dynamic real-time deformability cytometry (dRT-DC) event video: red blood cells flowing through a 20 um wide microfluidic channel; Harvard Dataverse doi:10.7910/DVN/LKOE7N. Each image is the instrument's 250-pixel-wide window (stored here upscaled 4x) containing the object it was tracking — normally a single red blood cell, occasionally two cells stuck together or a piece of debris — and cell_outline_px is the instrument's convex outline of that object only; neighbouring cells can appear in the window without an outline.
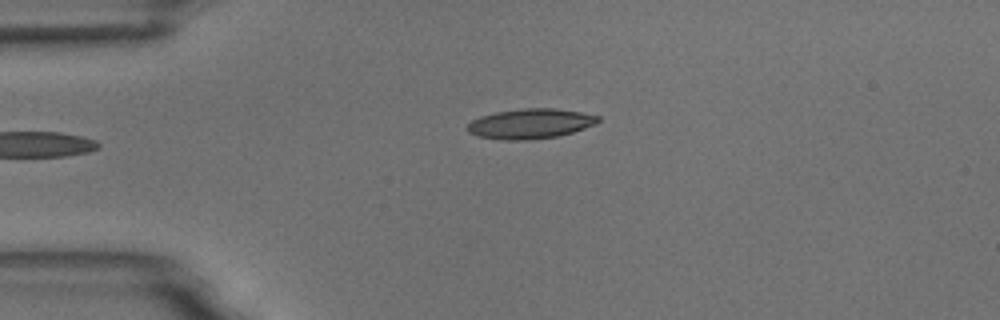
{"species": "common noctule bat (a hibernating species)", "species_latin": "Nyctalus noctula", "temperature_condition": "room temperature", "stored_images_in_passage": 5, "camera_frame_rate_fps": 3000, "um_per_image_px": 0.085, "animal": {"sex": "male", "body_mass_g": 18.8}, "frame": {"image": 1, "passage_image": 5, "time_ms": 4.667, "image_size_px": [1000, 320], "cell_outline_px": [[600, 120], [596, 124], [560, 136], [528, 140], [504, 140], [480, 136], [468, 132], [464, 128], [472, 120], [480, 116], [496, 112], [524, 108], [556, 108], [580, 112], [600, 116]], "centroid_in_image_um": [45.08, 10.51], "position_along_channel_um": 39.9, "area_um2": 22.89}}